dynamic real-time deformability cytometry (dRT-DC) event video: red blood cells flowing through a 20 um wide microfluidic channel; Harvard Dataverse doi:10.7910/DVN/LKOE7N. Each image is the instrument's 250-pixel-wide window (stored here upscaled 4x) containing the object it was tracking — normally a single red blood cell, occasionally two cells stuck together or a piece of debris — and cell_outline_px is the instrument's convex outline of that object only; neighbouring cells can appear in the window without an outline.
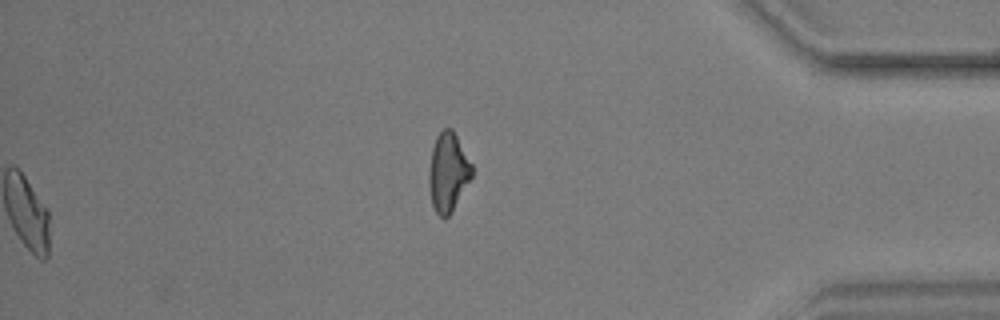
{"species": "common noctule bat (a hibernating species)", "species_latin": "Nyctalus noctula", "temperature_condition": "warm", "stored_images_in_passage": 39, "segment_of_instrument_passage": [2, 2], "camera_frame_rate_fps": 3000, "um_per_image_px": 0.085, "animal": {"sex": "male", "body_mass_g": 17.9, "forearm_length_mm": 54.2}, "frame": {"image": 1, "passage_image": 39, "time_ms": 12.667, "image_size_px": [1000, 320], "cell_outline_px": [[472, 176], [452, 212], [444, 220], [436, 212], [432, 204], [428, 184], [428, 172], [432, 148], [436, 136], [444, 128], [452, 128], [472, 164]], "centroid_in_image_um": [38.07, 14.65], "position_along_channel_um": 397.1, "area_um2": 19.77}}